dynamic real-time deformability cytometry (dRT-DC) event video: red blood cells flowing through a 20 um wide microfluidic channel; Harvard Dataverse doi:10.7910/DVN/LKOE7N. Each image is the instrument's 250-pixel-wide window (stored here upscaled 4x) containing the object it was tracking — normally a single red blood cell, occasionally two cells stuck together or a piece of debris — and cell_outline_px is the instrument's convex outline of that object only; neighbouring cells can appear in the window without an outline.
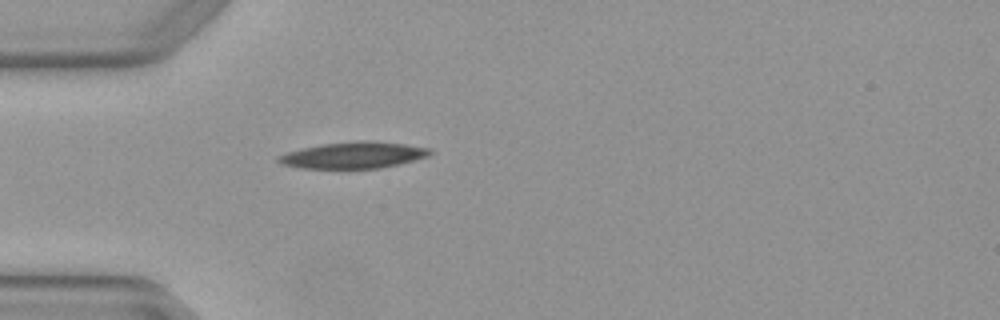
{"species": "Egyptian fruit bat (a non-hibernating species)", "species_latin": "Rousettus aegyptiacus", "temperature_condition": "warm", "stored_images_in_passage": 2, "camera_frame_rate_fps": 3000, "um_per_image_px": 0.085, "animal": {"sex": "female"}, "frame": {"image": 1, "passage_image": 2, "time_ms": 0.333, "image_size_px": [1000, 320], "cell_outline_px": [[432, 152], [428, 156], [380, 168], [300, 168], [280, 164], [276, 160], [276, 156], [288, 152], [304, 148], [324, 144], [360, 140], [368, 140], [404, 144], [428, 148]], "centroid_in_image_um": [29.99, 13.19], "position_along_channel_um": 55.0, "area_um2": 23.0}}